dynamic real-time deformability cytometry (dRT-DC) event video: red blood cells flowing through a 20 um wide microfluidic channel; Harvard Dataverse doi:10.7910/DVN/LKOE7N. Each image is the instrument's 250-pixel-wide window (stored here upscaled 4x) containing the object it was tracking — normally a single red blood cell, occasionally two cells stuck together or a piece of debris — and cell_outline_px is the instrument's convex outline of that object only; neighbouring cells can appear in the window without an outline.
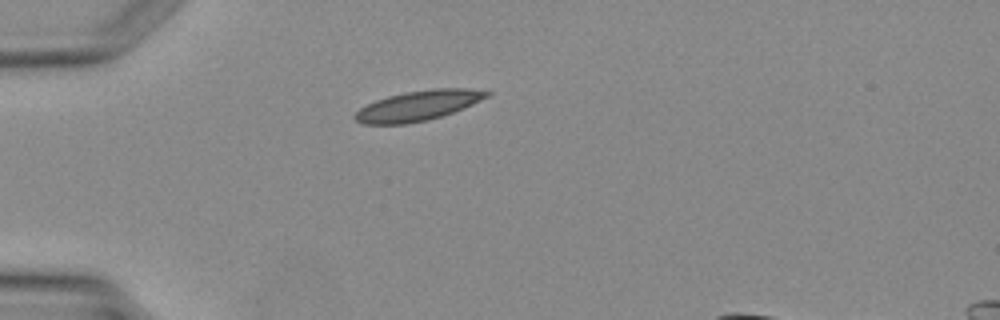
{"species": "Egyptian fruit bat (a non-hibernating species)", "species_latin": "Rousettus aegyptiacus", "temperature_condition": "warm", "stored_images_in_passage": 1, "camera_frame_rate_fps": 3000, "um_per_image_px": 0.085, "animal": {"sex": "female"}, "frame": {"image": 1, "passage_image": 1, "time_ms": 0.0, "image_size_px": [1000, 320], "cell_outline_px": [[492, 92], [488, 96], [472, 104], [452, 112], [440, 116], [424, 120], [404, 124], [364, 124], [356, 120], [352, 116], [360, 108], [376, 100], [388, 96], [404, 92], [432, 88], [468, 88]], "centroid_in_image_um": [35.52, 8.96], "position_along_channel_um": 49.5, "area_um2": 22.77}}